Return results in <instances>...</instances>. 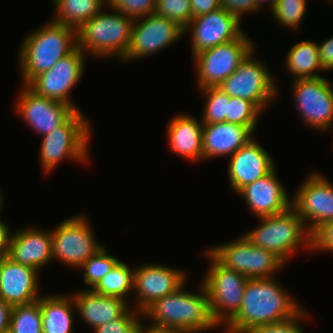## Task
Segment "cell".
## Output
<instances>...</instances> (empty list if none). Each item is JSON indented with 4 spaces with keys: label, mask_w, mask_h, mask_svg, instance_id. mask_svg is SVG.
<instances>
[{
    "label": "cell",
    "mask_w": 333,
    "mask_h": 333,
    "mask_svg": "<svg viewBox=\"0 0 333 333\" xmlns=\"http://www.w3.org/2000/svg\"><path fill=\"white\" fill-rule=\"evenodd\" d=\"M187 283L172 294L154 301L142 312L143 324L176 333H205L219 329L203 284L199 292L186 291ZM149 320V324L144 321Z\"/></svg>",
    "instance_id": "6da1fadb"
},
{
    "label": "cell",
    "mask_w": 333,
    "mask_h": 333,
    "mask_svg": "<svg viewBox=\"0 0 333 333\" xmlns=\"http://www.w3.org/2000/svg\"><path fill=\"white\" fill-rule=\"evenodd\" d=\"M280 283L275 277L248 279L240 310L224 326L226 333H243L249 328L282 322L297 315L304 306Z\"/></svg>",
    "instance_id": "7a4b0ae2"
},
{
    "label": "cell",
    "mask_w": 333,
    "mask_h": 333,
    "mask_svg": "<svg viewBox=\"0 0 333 333\" xmlns=\"http://www.w3.org/2000/svg\"><path fill=\"white\" fill-rule=\"evenodd\" d=\"M77 48V30L48 21L28 33L21 41L18 54L22 85H28L36 76L50 70L60 59Z\"/></svg>",
    "instance_id": "3957f363"
},
{
    "label": "cell",
    "mask_w": 333,
    "mask_h": 333,
    "mask_svg": "<svg viewBox=\"0 0 333 333\" xmlns=\"http://www.w3.org/2000/svg\"><path fill=\"white\" fill-rule=\"evenodd\" d=\"M106 8L113 12H104ZM133 23V18L107 5L77 29V47L87 56L99 59L112 57L120 61L130 46Z\"/></svg>",
    "instance_id": "277c9868"
},
{
    "label": "cell",
    "mask_w": 333,
    "mask_h": 333,
    "mask_svg": "<svg viewBox=\"0 0 333 333\" xmlns=\"http://www.w3.org/2000/svg\"><path fill=\"white\" fill-rule=\"evenodd\" d=\"M257 219L260 225L243 233L256 247L273 252L286 264L299 249L311 251V232L292 207L284 213Z\"/></svg>",
    "instance_id": "5b68a950"
},
{
    "label": "cell",
    "mask_w": 333,
    "mask_h": 333,
    "mask_svg": "<svg viewBox=\"0 0 333 333\" xmlns=\"http://www.w3.org/2000/svg\"><path fill=\"white\" fill-rule=\"evenodd\" d=\"M80 111H76L62 126L42 137L39 162L45 174L52 173L64 160L69 159L78 164L90 162L93 129L90 120Z\"/></svg>",
    "instance_id": "8992f818"
},
{
    "label": "cell",
    "mask_w": 333,
    "mask_h": 333,
    "mask_svg": "<svg viewBox=\"0 0 333 333\" xmlns=\"http://www.w3.org/2000/svg\"><path fill=\"white\" fill-rule=\"evenodd\" d=\"M253 49L237 70L219 84L228 96L253 102L262 112L279 97V88L265 61L255 56ZM271 73V74H270Z\"/></svg>",
    "instance_id": "52a82bcc"
},
{
    "label": "cell",
    "mask_w": 333,
    "mask_h": 333,
    "mask_svg": "<svg viewBox=\"0 0 333 333\" xmlns=\"http://www.w3.org/2000/svg\"><path fill=\"white\" fill-rule=\"evenodd\" d=\"M210 264L202 279L215 319L226 325L240 310L248 278L223 266L207 249Z\"/></svg>",
    "instance_id": "ba28073f"
},
{
    "label": "cell",
    "mask_w": 333,
    "mask_h": 333,
    "mask_svg": "<svg viewBox=\"0 0 333 333\" xmlns=\"http://www.w3.org/2000/svg\"><path fill=\"white\" fill-rule=\"evenodd\" d=\"M86 213L64 219L51 229L52 257L65 266L78 269L104 245L95 238Z\"/></svg>",
    "instance_id": "9c48e42d"
},
{
    "label": "cell",
    "mask_w": 333,
    "mask_h": 333,
    "mask_svg": "<svg viewBox=\"0 0 333 333\" xmlns=\"http://www.w3.org/2000/svg\"><path fill=\"white\" fill-rule=\"evenodd\" d=\"M223 266L248 279L273 278L287 265L271 251L253 245L244 235L207 249Z\"/></svg>",
    "instance_id": "30bf717a"
},
{
    "label": "cell",
    "mask_w": 333,
    "mask_h": 333,
    "mask_svg": "<svg viewBox=\"0 0 333 333\" xmlns=\"http://www.w3.org/2000/svg\"><path fill=\"white\" fill-rule=\"evenodd\" d=\"M255 44L246 32L238 39L206 49L194 55L193 64L198 89L219 86L234 73L239 64L255 49Z\"/></svg>",
    "instance_id": "8fae6325"
},
{
    "label": "cell",
    "mask_w": 333,
    "mask_h": 333,
    "mask_svg": "<svg viewBox=\"0 0 333 333\" xmlns=\"http://www.w3.org/2000/svg\"><path fill=\"white\" fill-rule=\"evenodd\" d=\"M291 82L293 103L303 125L321 133L330 130L333 127V97L327 78L320 76Z\"/></svg>",
    "instance_id": "7c38bea8"
},
{
    "label": "cell",
    "mask_w": 333,
    "mask_h": 333,
    "mask_svg": "<svg viewBox=\"0 0 333 333\" xmlns=\"http://www.w3.org/2000/svg\"><path fill=\"white\" fill-rule=\"evenodd\" d=\"M86 60V54L77 47L27 86L39 96L66 103L78 111L80 109L74 104L71 94L85 73Z\"/></svg>",
    "instance_id": "4fadbf2b"
},
{
    "label": "cell",
    "mask_w": 333,
    "mask_h": 333,
    "mask_svg": "<svg viewBox=\"0 0 333 333\" xmlns=\"http://www.w3.org/2000/svg\"><path fill=\"white\" fill-rule=\"evenodd\" d=\"M184 29L176 22L158 14L134 20L131 42L125 57L120 62H132L154 55L183 38Z\"/></svg>",
    "instance_id": "5bb4252c"
},
{
    "label": "cell",
    "mask_w": 333,
    "mask_h": 333,
    "mask_svg": "<svg viewBox=\"0 0 333 333\" xmlns=\"http://www.w3.org/2000/svg\"><path fill=\"white\" fill-rule=\"evenodd\" d=\"M138 266L133 282V298H136L131 307L141 313L154 301L177 291L188 279L184 270L169 265L143 263Z\"/></svg>",
    "instance_id": "9a60e30c"
},
{
    "label": "cell",
    "mask_w": 333,
    "mask_h": 333,
    "mask_svg": "<svg viewBox=\"0 0 333 333\" xmlns=\"http://www.w3.org/2000/svg\"><path fill=\"white\" fill-rule=\"evenodd\" d=\"M292 196V208L312 233L319 225L333 220V184L313 171Z\"/></svg>",
    "instance_id": "2e32d148"
},
{
    "label": "cell",
    "mask_w": 333,
    "mask_h": 333,
    "mask_svg": "<svg viewBox=\"0 0 333 333\" xmlns=\"http://www.w3.org/2000/svg\"><path fill=\"white\" fill-rule=\"evenodd\" d=\"M20 89L16 114L40 137L62 126L76 112L66 103L37 95L27 85Z\"/></svg>",
    "instance_id": "e0dca14e"
},
{
    "label": "cell",
    "mask_w": 333,
    "mask_h": 333,
    "mask_svg": "<svg viewBox=\"0 0 333 333\" xmlns=\"http://www.w3.org/2000/svg\"><path fill=\"white\" fill-rule=\"evenodd\" d=\"M191 37V58L206 49L238 39L244 31L241 22L230 12L219 8L191 19L184 35Z\"/></svg>",
    "instance_id": "ac0fdd59"
},
{
    "label": "cell",
    "mask_w": 333,
    "mask_h": 333,
    "mask_svg": "<svg viewBox=\"0 0 333 333\" xmlns=\"http://www.w3.org/2000/svg\"><path fill=\"white\" fill-rule=\"evenodd\" d=\"M40 271L18 264L4 256L0 263V299L10 306L33 303L42 296Z\"/></svg>",
    "instance_id": "d6986e66"
},
{
    "label": "cell",
    "mask_w": 333,
    "mask_h": 333,
    "mask_svg": "<svg viewBox=\"0 0 333 333\" xmlns=\"http://www.w3.org/2000/svg\"><path fill=\"white\" fill-rule=\"evenodd\" d=\"M260 144L253 138L229 157L228 180L230 189L235 193L276 167L271 155Z\"/></svg>",
    "instance_id": "ffe728a7"
},
{
    "label": "cell",
    "mask_w": 333,
    "mask_h": 333,
    "mask_svg": "<svg viewBox=\"0 0 333 333\" xmlns=\"http://www.w3.org/2000/svg\"><path fill=\"white\" fill-rule=\"evenodd\" d=\"M276 167L267 175L243 187L237 194L245 200L256 217L278 215L292 207L284 184L278 178Z\"/></svg>",
    "instance_id": "44dd1931"
},
{
    "label": "cell",
    "mask_w": 333,
    "mask_h": 333,
    "mask_svg": "<svg viewBox=\"0 0 333 333\" xmlns=\"http://www.w3.org/2000/svg\"><path fill=\"white\" fill-rule=\"evenodd\" d=\"M7 257L36 270L52 262L51 230L25 226L12 230Z\"/></svg>",
    "instance_id": "7402d4cb"
},
{
    "label": "cell",
    "mask_w": 333,
    "mask_h": 333,
    "mask_svg": "<svg viewBox=\"0 0 333 333\" xmlns=\"http://www.w3.org/2000/svg\"><path fill=\"white\" fill-rule=\"evenodd\" d=\"M256 126H241L230 122L203 124V160L227 157L253 139Z\"/></svg>",
    "instance_id": "603a6c76"
},
{
    "label": "cell",
    "mask_w": 333,
    "mask_h": 333,
    "mask_svg": "<svg viewBox=\"0 0 333 333\" xmlns=\"http://www.w3.org/2000/svg\"><path fill=\"white\" fill-rule=\"evenodd\" d=\"M71 295L77 315L93 330L121 318L131 308V305L121 298L100 295L87 287L72 292Z\"/></svg>",
    "instance_id": "cb8c5ba5"
},
{
    "label": "cell",
    "mask_w": 333,
    "mask_h": 333,
    "mask_svg": "<svg viewBox=\"0 0 333 333\" xmlns=\"http://www.w3.org/2000/svg\"><path fill=\"white\" fill-rule=\"evenodd\" d=\"M166 139L169 150L194 163L203 160V123L189 113L176 114L169 120ZM191 160V161H190Z\"/></svg>",
    "instance_id": "d4e9b609"
},
{
    "label": "cell",
    "mask_w": 333,
    "mask_h": 333,
    "mask_svg": "<svg viewBox=\"0 0 333 333\" xmlns=\"http://www.w3.org/2000/svg\"><path fill=\"white\" fill-rule=\"evenodd\" d=\"M75 304L71 294H50L40 297L43 333H75Z\"/></svg>",
    "instance_id": "484cf974"
},
{
    "label": "cell",
    "mask_w": 333,
    "mask_h": 333,
    "mask_svg": "<svg viewBox=\"0 0 333 333\" xmlns=\"http://www.w3.org/2000/svg\"><path fill=\"white\" fill-rule=\"evenodd\" d=\"M286 71L292 75V80L317 78L324 72L321 67L318 43L303 40L290 47L286 54Z\"/></svg>",
    "instance_id": "4316f807"
},
{
    "label": "cell",
    "mask_w": 333,
    "mask_h": 333,
    "mask_svg": "<svg viewBox=\"0 0 333 333\" xmlns=\"http://www.w3.org/2000/svg\"><path fill=\"white\" fill-rule=\"evenodd\" d=\"M54 5L57 23L78 29L108 5L107 0H50Z\"/></svg>",
    "instance_id": "83f0119b"
},
{
    "label": "cell",
    "mask_w": 333,
    "mask_h": 333,
    "mask_svg": "<svg viewBox=\"0 0 333 333\" xmlns=\"http://www.w3.org/2000/svg\"><path fill=\"white\" fill-rule=\"evenodd\" d=\"M134 270L120 260L92 290L100 295L121 298L131 305L128 296L133 292Z\"/></svg>",
    "instance_id": "f1b7e54d"
},
{
    "label": "cell",
    "mask_w": 333,
    "mask_h": 333,
    "mask_svg": "<svg viewBox=\"0 0 333 333\" xmlns=\"http://www.w3.org/2000/svg\"><path fill=\"white\" fill-rule=\"evenodd\" d=\"M9 333H43L40 299L12 307Z\"/></svg>",
    "instance_id": "f546056e"
},
{
    "label": "cell",
    "mask_w": 333,
    "mask_h": 333,
    "mask_svg": "<svg viewBox=\"0 0 333 333\" xmlns=\"http://www.w3.org/2000/svg\"><path fill=\"white\" fill-rule=\"evenodd\" d=\"M120 261L116 256L110 255L107 246H103L88 260H86L77 271L83 272L84 284L88 289H93L101 279L110 272Z\"/></svg>",
    "instance_id": "4dcf8cb0"
},
{
    "label": "cell",
    "mask_w": 333,
    "mask_h": 333,
    "mask_svg": "<svg viewBox=\"0 0 333 333\" xmlns=\"http://www.w3.org/2000/svg\"><path fill=\"white\" fill-rule=\"evenodd\" d=\"M200 92L201 94L203 92L205 98L201 122L203 124L226 122L229 96L218 86L202 88Z\"/></svg>",
    "instance_id": "1f68e13d"
},
{
    "label": "cell",
    "mask_w": 333,
    "mask_h": 333,
    "mask_svg": "<svg viewBox=\"0 0 333 333\" xmlns=\"http://www.w3.org/2000/svg\"><path fill=\"white\" fill-rule=\"evenodd\" d=\"M308 0H277L270 11L274 20L288 30L298 31L302 20L305 19Z\"/></svg>",
    "instance_id": "d6a6232c"
},
{
    "label": "cell",
    "mask_w": 333,
    "mask_h": 333,
    "mask_svg": "<svg viewBox=\"0 0 333 333\" xmlns=\"http://www.w3.org/2000/svg\"><path fill=\"white\" fill-rule=\"evenodd\" d=\"M263 112L251 101L229 96L226 122L241 126H258Z\"/></svg>",
    "instance_id": "836d02e7"
},
{
    "label": "cell",
    "mask_w": 333,
    "mask_h": 333,
    "mask_svg": "<svg viewBox=\"0 0 333 333\" xmlns=\"http://www.w3.org/2000/svg\"><path fill=\"white\" fill-rule=\"evenodd\" d=\"M154 13L185 29L191 21V0H157Z\"/></svg>",
    "instance_id": "e575fe53"
},
{
    "label": "cell",
    "mask_w": 333,
    "mask_h": 333,
    "mask_svg": "<svg viewBox=\"0 0 333 333\" xmlns=\"http://www.w3.org/2000/svg\"><path fill=\"white\" fill-rule=\"evenodd\" d=\"M143 324L142 313L132 307L121 317L93 330L94 333H137Z\"/></svg>",
    "instance_id": "d590c367"
},
{
    "label": "cell",
    "mask_w": 333,
    "mask_h": 333,
    "mask_svg": "<svg viewBox=\"0 0 333 333\" xmlns=\"http://www.w3.org/2000/svg\"><path fill=\"white\" fill-rule=\"evenodd\" d=\"M157 0H108V6L127 17L138 19L153 14Z\"/></svg>",
    "instance_id": "8d00e7d4"
},
{
    "label": "cell",
    "mask_w": 333,
    "mask_h": 333,
    "mask_svg": "<svg viewBox=\"0 0 333 333\" xmlns=\"http://www.w3.org/2000/svg\"><path fill=\"white\" fill-rule=\"evenodd\" d=\"M305 309L303 308L297 315L285 321L252 327L243 333H304L301 323L310 315Z\"/></svg>",
    "instance_id": "74e56055"
},
{
    "label": "cell",
    "mask_w": 333,
    "mask_h": 333,
    "mask_svg": "<svg viewBox=\"0 0 333 333\" xmlns=\"http://www.w3.org/2000/svg\"><path fill=\"white\" fill-rule=\"evenodd\" d=\"M312 250H324L333 253V220L319 225L311 233Z\"/></svg>",
    "instance_id": "f35d334b"
},
{
    "label": "cell",
    "mask_w": 333,
    "mask_h": 333,
    "mask_svg": "<svg viewBox=\"0 0 333 333\" xmlns=\"http://www.w3.org/2000/svg\"><path fill=\"white\" fill-rule=\"evenodd\" d=\"M221 8L233 14L240 22L246 13H256L260 11L257 8L256 0H220Z\"/></svg>",
    "instance_id": "ab89813d"
},
{
    "label": "cell",
    "mask_w": 333,
    "mask_h": 333,
    "mask_svg": "<svg viewBox=\"0 0 333 333\" xmlns=\"http://www.w3.org/2000/svg\"><path fill=\"white\" fill-rule=\"evenodd\" d=\"M318 50L324 73L333 70V36L319 43Z\"/></svg>",
    "instance_id": "60d3db41"
},
{
    "label": "cell",
    "mask_w": 333,
    "mask_h": 333,
    "mask_svg": "<svg viewBox=\"0 0 333 333\" xmlns=\"http://www.w3.org/2000/svg\"><path fill=\"white\" fill-rule=\"evenodd\" d=\"M221 8L220 0H191V19Z\"/></svg>",
    "instance_id": "b9f144b4"
},
{
    "label": "cell",
    "mask_w": 333,
    "mask_h": 333,
    "mask_svg": "<svg viewBox=\"0 0 333 333\" xmlns=\"http://www.w3.org/2000/svg\"><path fill=\"white\" fill-rule=\"evenodd\" d=\"M10 228V225L2 220L0 215V257L7 256L8 254L9 242L12 234V229Z\"/></svg>",
    "instance_id": "7bdbcfd3"
},
{
    "label": "cell",
    "mask_w": 333,
    "mask_h": 333,
    "mask_svg": "<svg viewBox=\"0 0 333 333\" xmlns=\"http://www.w3.org/2000/svg\"><path fill=\"white\" fill-rule=\"evenodd\" d=\"M12 306L0 299V333H9Z\"/></svg>",
    "instance_id": "ee69618b"
},
{
    "label": "cell",
    "mask_w": 333,
    "mask_h": 333,
    "mask_svg": "<svg viewBox=\"0 0 333 333\" xmlns=\"http://www.w3.org/2000/svg\"><path fill=\"white\" fill-rule=\"evenodd\" d=\"M137 333H176V332L160 330V329H153V328L147 327L146 325L142 324L139 327V330L137 331Z\"/></svg>",
    "instance_id": "f6af8a7d"
},
{
    "label": "cell",
    "mask_w": 333,
    "mask_h": 333,
    "mask_svg": "<svg viewBox=\"0 0 333 333\" xmlns=\"http://www.w3.org/2000/svg\"><path fill=\"white\" fill-rule=\"evenodd\" d=\"M276 1L277 0H256L257 8L262 11L263 6L265 5L266 7L268 6V10L271 11L275 6Z\"/></svg>",
    "instance_id": "bcb514c9"
},
{
    "label": "cell",
    "mask_w": 333,
    "mask_h": 333,
    "mask_svg": "<svg viewBox=\"0 0 333 333\" xmlns=\"http://www.w3.org/2000/svg\"><path fill=\"white\" fill-rule=\"evenodd\" d=\"M2 192H3V191H2L1 188H0V212L3 211L2 209H3L4 201H5V200H3V199H4V196H3L4 193L2 194Z\"/></svg>",
    "instance_id": "7dc6e473"
},
{
    "label": "cell",
    "mask_w": 333,
    "mask_h": 333,
    "mask_svg": "<svg viewBox=\"0 0 333 333\" xmlns=\"http://www.w3.org/2000/svg\"><path fill=\"white\" fill-rule=\"evenodd\" d=\"M327 83H328V85H329V87H330V90H331V94H332V97H333V83L331 82V81H329L328 79H327Z\"/></svg>",
    "instance_id": "c3c4849f"
}]
</instances>
